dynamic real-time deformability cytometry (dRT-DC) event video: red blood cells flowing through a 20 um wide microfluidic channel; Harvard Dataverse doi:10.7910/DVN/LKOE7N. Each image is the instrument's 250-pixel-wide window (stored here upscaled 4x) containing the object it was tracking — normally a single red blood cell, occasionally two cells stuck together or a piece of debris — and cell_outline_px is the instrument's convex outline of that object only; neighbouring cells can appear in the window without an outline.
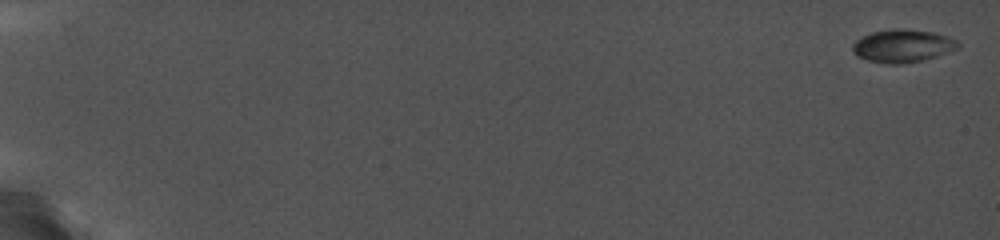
{"species": "common noctule bat (a hibernating species)", "species_latin": "Nyctalus noctula", "temperature_condition": "cold", "stored_images_in_passage": 27, "camera_frame_rate_fps": 5000, "um_per_image_px": 0.085, "animal": {"sex": "female", "body_mass_g": 19.0, "forearm_length_mm": 56.7}, "frame": {"image": 1, "passage_image": 1, "time_ms": 0.0, "image_size_px": [1000, 240], "cell_outline_px": [[960, 48], [936, 56], [904, 64], [888, 64], [868, 60], [856, 56], [852, 52], [852, 44], [856, 40], [872, 32], [896, 28], [904, 28], [932, 32], [948, 36], [956, 40], [960, 44]], "centroid_in_image_um": [76.72, 3.9], "position_along_channel_um": 8.3, "area_um2": 20.23}}
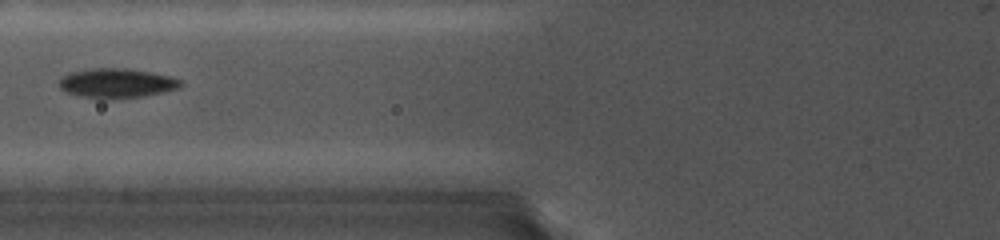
{"frame": {"image": 2, "passage_image": 12, "time_ms": 8.4, "image_size_px": [1000, 240], "cell_outline_px": [[184, 84], [176, 88], [144, 96], [80, 96], [64, 92], [60, 88], [60, 76], [68, 72], [92, 68], [128, 68], [152, 72], [172, 76], [184, 80]], "centroid_in_image_um": [9.92, 7.01], "position_along_channel_um": 115.9, "area_um2": 20.4}}
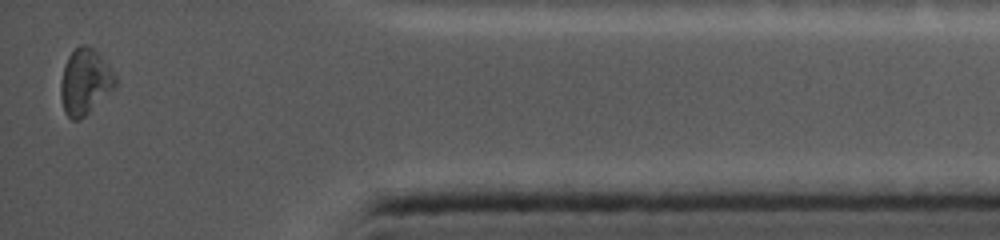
{"frame": {"image": 3, "passage_image": 27, "time_ms": 17.2, "image_size_px": [1000, 240], "cell_outline_px": [[116, 84], [80, 120], [72, 120], [64, 112], [60, 96], [60, 84], [64, 64], [68, 56], [80, 44], [88, 44], [100, 56], [116, 76]], "centroid_in_image_um": [7.17, 6.94], "position_along_channel_um": 428.0, "area_um2": 20.46}, "authors_computed_cell_mechanics": {"area_um2": 19.3052, "velocity_mm_per_s": 3.7502, "shape_relaxation_time_tau1_ms": null, "shape_relaxation_time_tau2_ms": 2.0306, "deformation_change_tau1": null, "deformation_change_tau2": 0.0473}}